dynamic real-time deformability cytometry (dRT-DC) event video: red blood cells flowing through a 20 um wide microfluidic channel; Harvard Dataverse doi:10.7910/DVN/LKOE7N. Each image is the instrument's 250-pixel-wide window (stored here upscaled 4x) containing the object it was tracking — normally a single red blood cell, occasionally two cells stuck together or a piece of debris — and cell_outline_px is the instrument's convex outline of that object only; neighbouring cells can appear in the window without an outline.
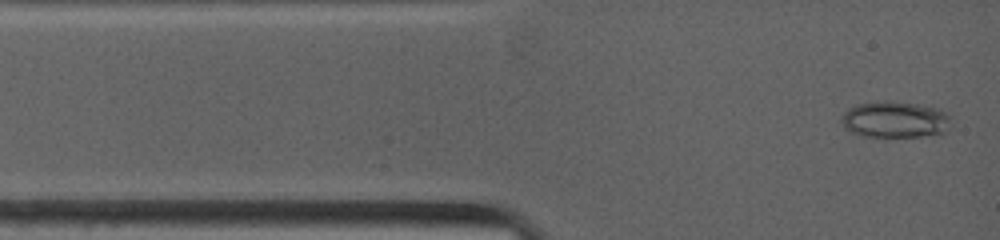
{"species": "common noctule bat (a hibernating species)", "species_latin": "Nyctalus noctula", "temperature_condition": "warm", "stored_images_in_passage": 18, "camera_frame_rate_fps": 4500, "um_per_image_px": 0.085, "animal": {"sex": "female", "body_mass_g": 19.0, "forearm_length_mm": 53.3}, "frame": {"image": 1, "passage_image": 1, "time_ms": 0.0, "image_size_px": [1000, 240], "cell_outline_px": [[952, 116], [948, 128], [944, 132], [920, 136], [860, 136], [848, 132], [844, 128], [840, 120], [844, 112], [848, 108], [856, 104], [892, 100], [916, 104], [936, 108]], "centroid_in_image_um": [76.02, 10.16], "position_along_channel_um": 9.0, "area_um2": 23.29}}
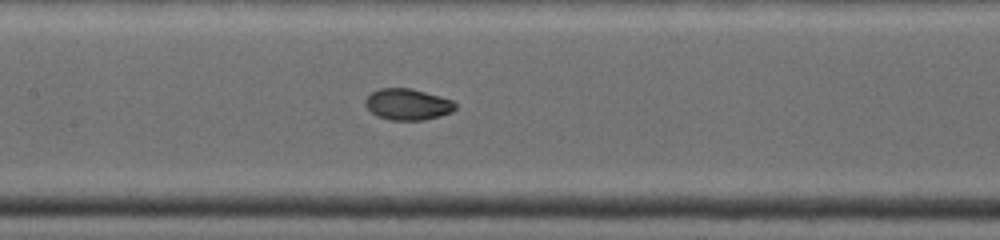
{"frame": {"image": 2, "passage_image": 11, "time_ms": 5.111, "image_size_px": [1000, 240], "cell_outline_px": [[456, 108], [452, 112], [440, 116], [424, 120], [388, 120], [376, 116], [364, 104], [364, 100], [372, 92], [380, 88], [412, 88], [452, 100], [456, 104]], "centroid_in_image_um": [34.64, 8.87], "position_along_channel_um": 172.8, "area_um2": 16.47}}
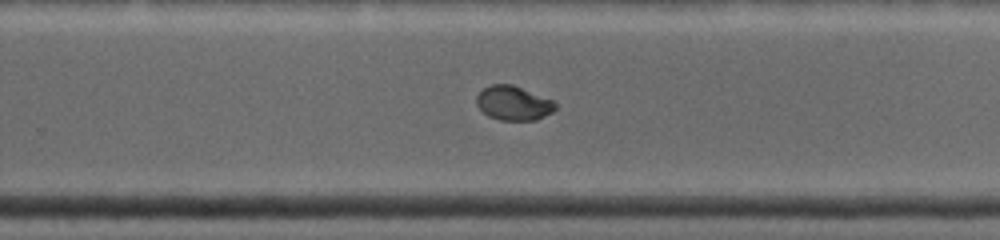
{"frame": {"image": 3, "passage_image": 18, "time_ms": 8.0, "image_size_px": [1000, 240], "cell_outline_px": [[556, 108], [552, 112], [536, 120], [500, 120], [488, 116], [476, 104], [476, 96], [484, 88], [492, 84], [512, 84], [552, 100], [556, 104]], "centroid_in_image_um": [43.63, 8.77], "position_along_channel_um": 286.2, "area_um2": 15.61}}